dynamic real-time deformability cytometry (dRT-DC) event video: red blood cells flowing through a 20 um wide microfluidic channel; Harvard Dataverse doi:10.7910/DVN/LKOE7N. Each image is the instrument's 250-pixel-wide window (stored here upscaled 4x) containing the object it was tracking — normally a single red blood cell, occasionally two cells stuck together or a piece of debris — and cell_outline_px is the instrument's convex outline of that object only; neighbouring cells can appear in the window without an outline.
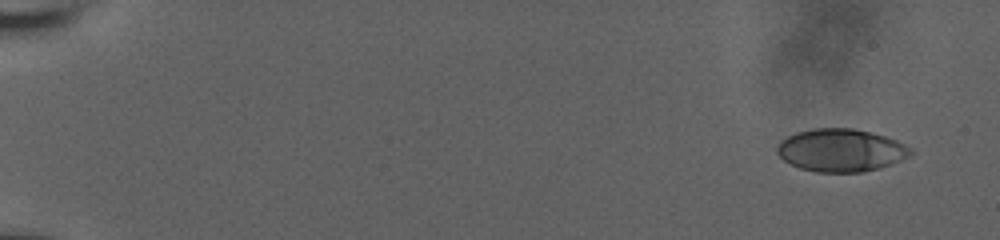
{"species": "human", "species_latin": "Homo sapiens", "temperature_condition": "room temperature", "stored_images_in_passage": 55, "camera_frame_rate_fps": 3000, "um_per_image_px": 0.085, "donor": {"sex": "male"}, "frame": {"image": 1, "passage_image": 1, "time_ms": 0.0, "image_size_px": [1000, 240], "cell_outline_px": [[916, 152], [912, 156], [880, 168], [864, 172], [816, 172], [800, 168], [784, 160], [776, 152], [776, 148], [780, 140], [796, 132], [812, 128], [852, 128], [872, 132], [896, 140], [912, 148]], "centroid_in_image_um": [71.51, 12.77], "position_along_channel_um": 13.5, "area_um2": 33.58}}
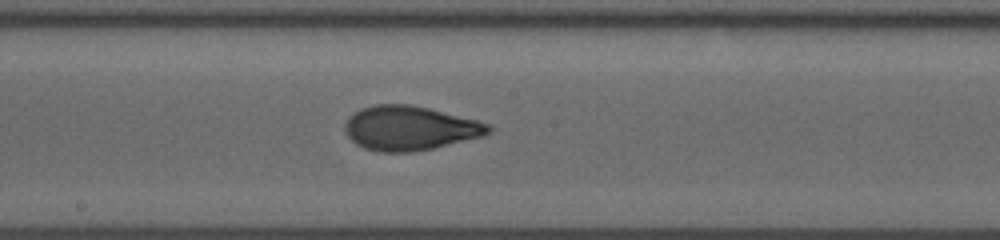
{"frame": {"image": 2, "passage_image": 31, "time_ms": 10.0, "image_size_px": [1000, 240], "cell_outline_px": [[492, 132], [484, 136], [432, 148], [412, 152], [380, 152], [364, 148], [356, 144], [348, 136], [344, 128], [344, 124], [348, 116], [352, 112], [360, 108], [376, 104], [408, 104], [428, 108], [492, 124]], "centroid_in_image_um": [34.82, 10.89], "position_along_channel_um": 213.4, "area_um2": 37.22}}
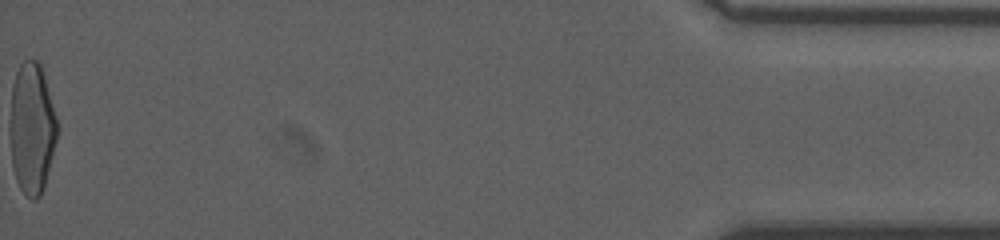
{"frame": {"image": 3, "passage_image": 55, "time_ms": 18.0, "image_size_px": [1000, 240], "cell_outline_px": [[60, 128], [44, 188], [40, 196], [36, 200], [32, 200], [20, 188], [16, 180], [12, 164], [12, 84], [16, 72], [20, 64], [24, 60], [36, 60], [40, 64], [44, 76]], "centroid_in_image_um": [2.76, 10.93], "position_along_channel_um": 432.4, "area_um2": 35.6}, "authors_computed_cell_mechanics": {"area_um2": 35.547, "velocity_mm_per_s": 3.8477, "shape_relaxation_time_tau1_ms": 4.6712, "shape_relaxation_time_tau2_ms": 1.0664, "deformation_change_tau1": 0.1958, "deformation_change_tau2": 0.0694}}